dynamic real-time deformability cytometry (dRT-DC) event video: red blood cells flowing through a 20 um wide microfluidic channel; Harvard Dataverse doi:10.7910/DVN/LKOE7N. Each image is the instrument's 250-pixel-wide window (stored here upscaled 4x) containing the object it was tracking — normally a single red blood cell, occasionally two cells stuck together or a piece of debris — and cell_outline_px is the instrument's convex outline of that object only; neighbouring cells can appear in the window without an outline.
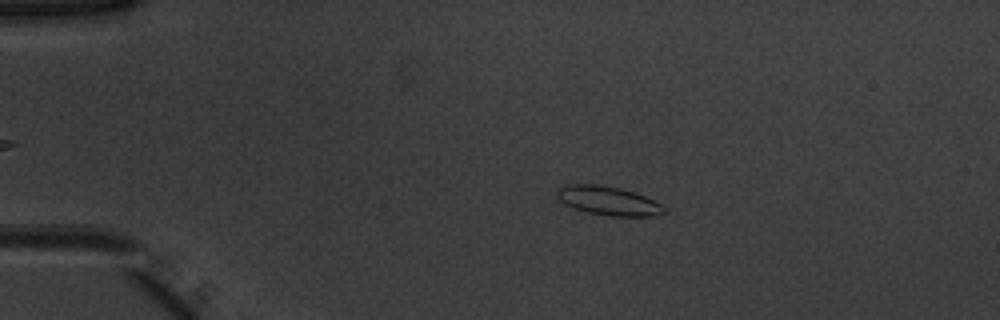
{"species": "common noctule bat (a hibernating species)", "species_latin": "Nyctalus noctula", "temperature_condition": "warm", "stored_images_in_passage": 45, "camera_frame_rate_fps": 3000, "um_per_image_px": 0.085, "animal": {"sex": "male", "body_mass_g": 20.1, "forearm_length_mm": 53.5}, "frame": {"image": 1, "passage_image": 11, "time_ms": 3.333, "image_size_px": [1000, 320], "cell_outline_px": [[668, 212], [656, 216], [612, 216], [588, 212], [572, 208], [564, 204], [556, 196], [556, 192], [560, 188], [568, 184], [600, 184], [620, 188], [644, 196], [668, 208]], "centroid_in_image_um": [51.72, 17.07], "position_along_channel_um": 33.3, "area_um2": 18.09}}
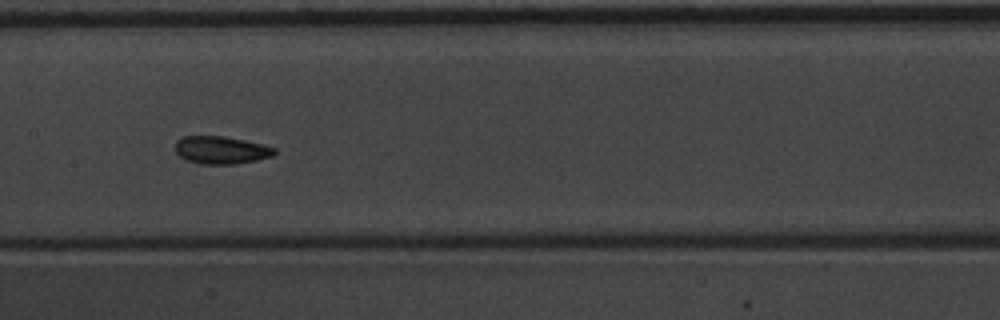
{"frame": {"image": 2, "passage_image": 27, "time_ms": 8.667, "image_size_px": [1000, 320], "cell_outline_px": [[276, 152], [272, 156], [256, 160], [236, 164], [200, 164], [188, 160], [180, 156], [176, 152], [176, 140], [184, 136], [224, 136], [264, 144], [276, 148]], "centroid_in_image_um": [18.81, 12.75], "position_along_channel_um": 188.6, "area_um2": 16.01}}
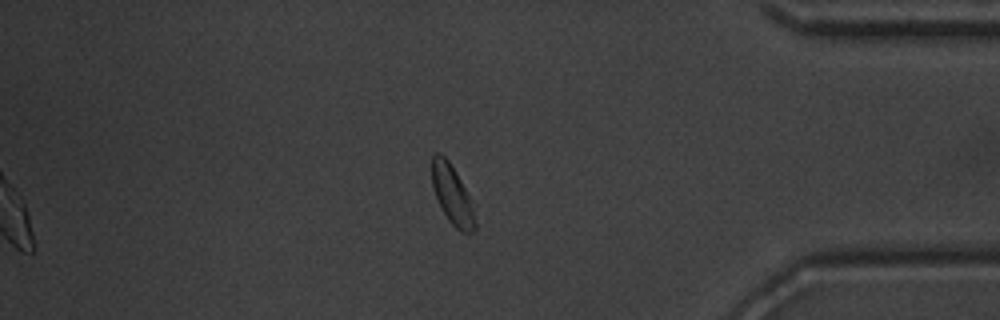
{"frame": {"image": 3, "passage_image": 45, "time_ms": 14.667, "image_size_px": [1000, 320], "cell_outline_px": [[476, 228], [472, 232], [460, 232], [448, 220], [432, 188], [432, 156], [436, 152], [440, 152], [448, 160], [476, 204]], "centroid_in_image_um": [38.5, 16.58], "position_along_channel_um": 396.7, "area_um2": 15.26}, "authors_computed_cell_mechanics": {"area_um2": 16.5308, "velocity_mm_per_s": 3.9098, "shape_relaxation_time_tau1_ms": 2.2966, "shape_relaxation_time_tau2_ms": 1.9542, "deformation_change_tau1": 0.0798, "deformation_change_tau2": 0.053}}